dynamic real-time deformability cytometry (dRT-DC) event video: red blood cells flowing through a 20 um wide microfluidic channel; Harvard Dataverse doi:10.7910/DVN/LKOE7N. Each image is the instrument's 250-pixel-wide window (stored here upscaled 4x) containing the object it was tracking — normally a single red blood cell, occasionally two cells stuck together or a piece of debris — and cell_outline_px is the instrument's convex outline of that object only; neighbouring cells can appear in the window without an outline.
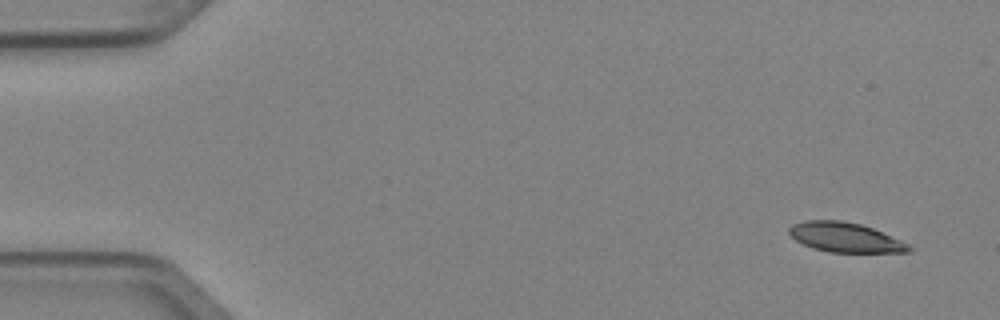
{"species": "Egyptian fruit bat (a non-hibernating species)", "species_latin": "Rousettus aegyptiacus", "temperature_condition": "cold", "stored_images_in_passage": 6, "camera_frame_rate_fps": 3000, "um_per_image_px": 0.085, "animal": {"sex": "female"}, "frame": {"image": 1, "passage_image": 1, "time_ms": 0.0, "image_size_px": [1000, 320], "cell_outline_px": [[912, 248], [908, 252], [828, 252], [812, 248], [796, 240], [788, 232], [788, 228], [792, 224], [804, 220], [840, 220], [860, 224], [872, 228], [900, 240], [908, 244]], "centroid_in_image_um": [71.8, 20.17], "position_along_channel_um": 13.2, "area_um2": 20.52}}
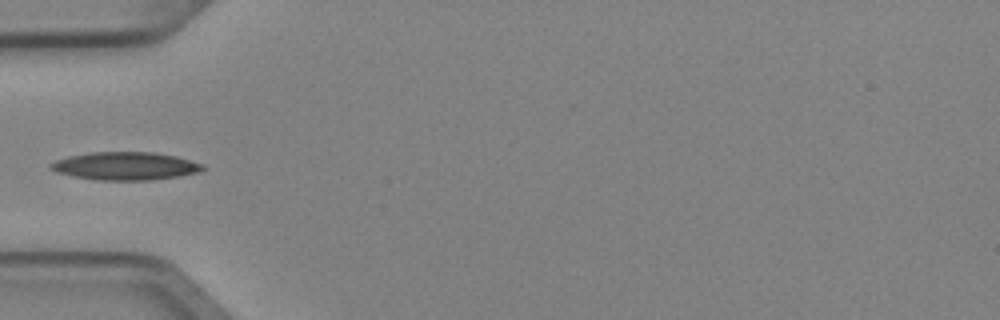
{"frame": {"image": 2, "passage_image": 5, "time_ms": 1.333, "image_size_px": [1000, 320], "cell_outline_px": [[208, 168], [200, 172], [176, 176], [148, 180], [96, 180], [72, 176], [56, 172], [48, 168], [48, 164], [56, 160], [68, 156], [92, 152], [152, 152], [176, 156], [204, 164]], "centroid_in_image_um": [10.64, 14.11], "position_along_channel_um": 74.4, "area_um2": 24.91}}
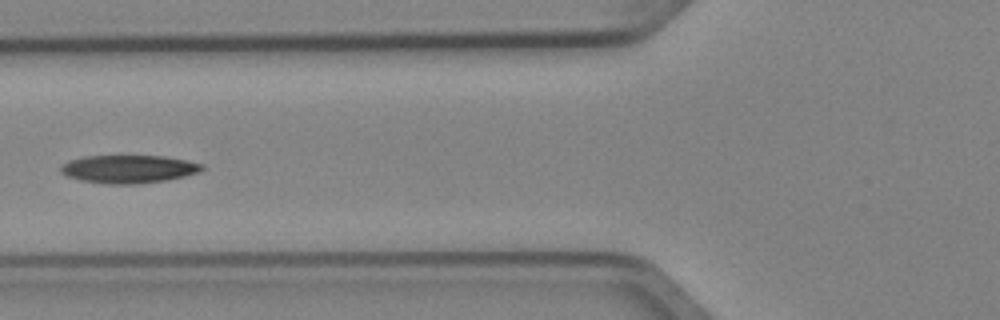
{"frame": {"image": 3, "passage_image": 6, "time_ms": 1.667, "image_size_px": [1000, 320], "cell_outline_px": [[204, 168], [200, 172], [168, 180], [136, 184], [108, 184], [84, 180], [68, 176], [60, 172], [60, 168], [68, 160], [84, 156], [164, 156], [188, 160], [204, 164]], "centroid_in_image_um": [10.98, 14.36], "position_along_channel_um": 114.8, "area_um2": 23.06}}